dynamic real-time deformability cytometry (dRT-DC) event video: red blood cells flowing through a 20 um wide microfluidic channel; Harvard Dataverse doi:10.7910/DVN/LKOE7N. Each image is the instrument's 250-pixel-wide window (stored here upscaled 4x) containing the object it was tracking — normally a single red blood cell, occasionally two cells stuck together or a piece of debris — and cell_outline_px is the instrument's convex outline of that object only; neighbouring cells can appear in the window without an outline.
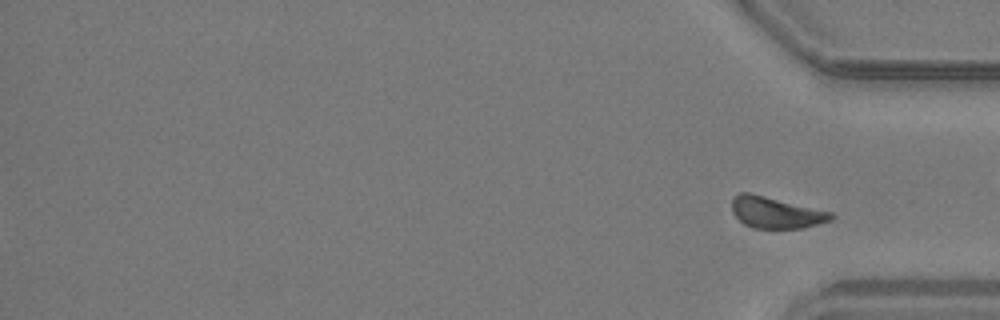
{"species": "common noctule bat (a hibernating species)", "species_latin": "Nyctalus noctula", "temperature_condition": "warm", "stored_images_in_passage": 33, "segment_of_instrument_passage": [2, 2], "camera_frame_rate_fps": 3000, "um_per_image_px": 0.085, "animal": {"sex": "male", "body_mass_g": 19.2, "forearm_length_mm": 51.8}, "frame": {"image": 1, "passage_image": 33, "time_ms": 10.667, "image_size_px": [1000, 320], "cell_outline_px": [[836, 216], [832, 220], [804, 228], [752, 228], [744, 224], [732, 212], [732, 196], [740, 192], [748, 192], [832, 212]], "centroid_in_image_um": [65.95, 18.07], "position_along_channel_um": 369.3, "area_um2": 18.15}}